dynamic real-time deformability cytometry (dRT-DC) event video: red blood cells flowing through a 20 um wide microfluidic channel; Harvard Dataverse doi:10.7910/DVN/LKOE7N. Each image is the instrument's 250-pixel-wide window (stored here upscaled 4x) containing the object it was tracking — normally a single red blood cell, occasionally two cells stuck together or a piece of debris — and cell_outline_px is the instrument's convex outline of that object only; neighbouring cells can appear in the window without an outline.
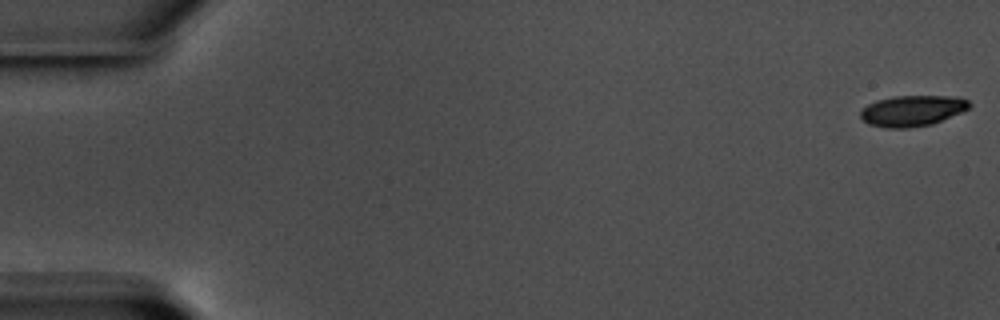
{"species": "common noctule bat (a hibernating species)", "species_latin": "Nyctalus noctula", "temperature_condition": "warm", "stored_images_in_passage": 58, "camera_frame_rate_fps": 3000, "um_per_image_px": 0.085, "animal": {"sex": "male", "body_mass_g": 17.5, "forearm_length_mm": 52.3}, "frame": {"image": 1, "passage_image": 1, "time_ms": 0.0, "image_size_px": [1000, 320], "cell_outline_px": [[972, 104], [968, 108], [960, 112], [932, 124], [908, 128], [888, 128], [868, 124], [860, 116], [860, 112], [868, 104], [876, 100], [892, 96], [956, 96], [968, 100]], "centroid_in_image_um": [77.53, 9.4], "position_along_channel_um": 7.5, "area_um2": 19.48}}
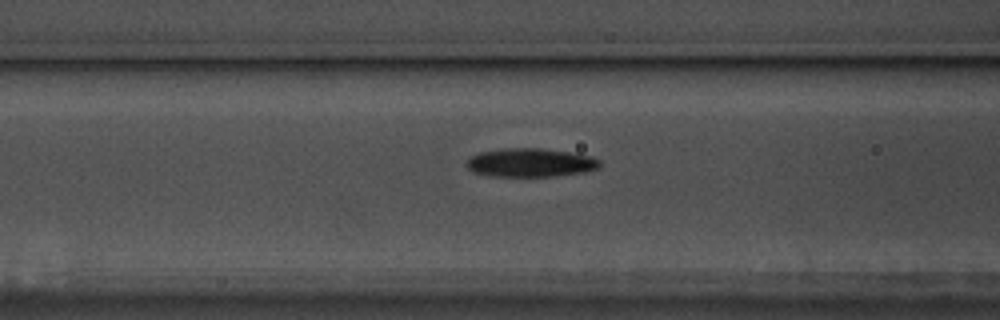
{"frame": {"image": 2, "passage_image": 24, "time_ms": 7.667, "image_size_px": [1000, 320], "cell_outline_px": [[600, 164], [596, 168], [584, 172], [552, 176], [492, 176], [472, 172], [464, 164], [472, 156], [480, 152], [504, 148], [540, 148], [568, 152], [588, 156], [600, 160]], "centroid_in_image_um": [45.03, 13.82], "position_along_channel_um": 121.6, "area_um2": 21.96}}
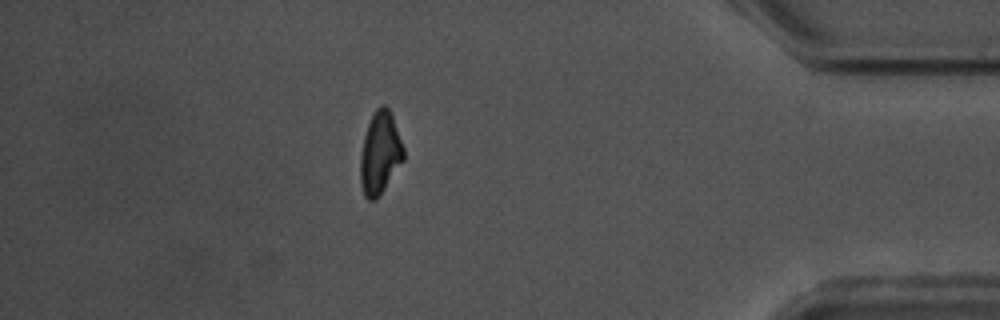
{"frame": {"image": 3, "passage_image": 51, "time_ms": 16.667, "image_size_px": [1000, 320], "cell_outline_px": [[404, 160], [376, 200], [368, 200], [364, 196], [360, 184], [360, 156], [364, 136], [368, 124], [376, 108], [380, 104], [384, 104], [392, 112], [404, 148]], "centroid_in_image_um": [32.3, 13.0], "position_along_channel_um": 402.9, "area_um2": 20.92}, "authors_computed_cell_mechanics": {"area_um2": 21.2704, "velocity_mm_per_s": 3.5727, "shape_relaxation_time_tau1_ms": 5.3706, "shape_relaxation_time_tau2_ms": 5.4591, "deformation_change_tau1": 0.1572, "deformation_change_tau2": 0.1341}}